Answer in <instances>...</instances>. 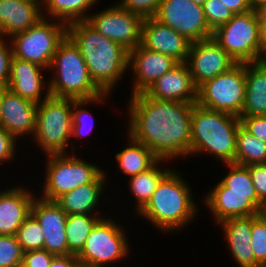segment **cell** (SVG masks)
I'll list each match as a JSON object with an SVG mask.
<instances>
[{
    "label": "cell",
    "mask_w": 266,
    "mask_h": 267,
    "mask_svg": "<svg viewBox=\"0 0 266 267\" xmlns=\"http://www.w3.org/2000/svg\"><path fill=\"white\" fill-rule=\"evenodd\" d=\"M247 167L258 199L266 200V163L251 164Z\"/></svg>",
    "instance_id": "ab89813d"
},
{
    "label": "cell",
    "mask_w": 266,
    "mask_h": 267,
    "mask_svg": "<svg viewBox=\"0 0 266 267\" xmlns=\"http://www.w3.org/2000/svg\"><path fill=\"white\" fill-rule=\"evenodd\" d=\"M195 4L203 6V4L207 1V0H192Z\"/></svg>",
    "instance_id": "f5cc1de1"
},
{
    "label": "cell",
    "mask_w": 266,
    "mask_h": 267,
    "mask_svg": "<svg viewBox=\"0 0 266 267\" xmlns=\"http://www.w3.org/2000/svg\"><path fill=\"white\" fill-rule=\"evenodd\" d=\"M241 126L257 139L266 143V116L239 117Z\"/></svg>",
    "instance_id": "60d3db41"
},
{
    "label": "cell",
    "mask_w": 266,
    "mask_h": 267,
    "mask_svg": "<svg viewBox=\"0 0 266 267\" xmlns=\"http://www.w3.org/2000/svg\"><path fill=\"white\" fill-rule=\"evenodd\" d=\"M177 63L171 56L146 49L141 44L128 51V70L134 74L130 95L145 92Z\"/></svg>",
    "instance_id": "2e32d148"
},
{
    "label": "cell",
    "mask_w": 266,
    "mask_h": 267,
    "mask_svg": "<svg viewBox=\"0 0 266 267\" xmlns=\"http://www.w3.org/2000/svg\"><path fill=\"white\" fill-rule=\"evenodd\" d=\"M175 170L172 168L160 181L150 201L137 214L161 231V234L183 230L199 214L192 188L178 172L179 169Z\"/></svg>",
    "instance_id": "3957f363"
},
{
    "label": "cell",
    "mask_w": 266,
    "mask_h": 267,
    "mask_svg": "<svg viewBox=\"0 0 266 267\" xmlns=\"http://www.w3.org/2000/svg\"><path fill=\"white\" fill-rule=\"evenodd\" d=\"M203 11L212 31L227 23L235 15L221 0H207L203 4Z\"/></svg>",
    "instance_id": "8d00e7d4"
},
{
    "label": "cell",
    "mask_w": 266,
    "mask_h": 267,
    "mask_svg": "<svg viewBox=\"0 0 266 267\" xmlns=\"http://www.w3.org/2000/svg\"><path fill=\"white\" fill-rule=\"evenodd\" d=\"M49 71L51 96L58 98L92 99L104 92L93 82L82 54L66 36L57 47Z\"/></svg>",
    "instance_id": "5b68a950"
},
{
    "label": "cell",
    "mask_w": 266,
    "mask_h": 267,
    "mask_svg": "<svg viewBox=\"0 0 266 267\" xmlns=\"http://www.w3.org/2000/svg\"><path fill=\"white\" fill-rule=\"evenodd\" d=\"M49 267H81L76 255L55 256Z\"/></svg>",
    "instance_id": "ee69618b"
},
{
    "label": "cell",
    "mask_w": 266,
    "mask_h": 267,
    "mask_svg": "<svg viewBox=\"0 0 266 267\" xmlns=\"http://www.w3.org/2000/svg\"><path fill=\"white\" fill-rule=\"evenodd\" d=\"M251 248L255 267H266V224L257 216H252Z\"/></svg>",
    "instance_id": "d590c367"
},
{
    "label": "cell",
    "mask_w": 266,
    "mask_h": 267,
    "mask_svg": "<svg viewBox=\"0 0 266 267\" xmlns=\"http://www.w3.org/2000/svg\"><path fill=\"white\" fill-rule=\"evenodd\" d=\"M225 166L229 171L219 180L225 187V194L257 195L247 166L236 163Z\"/></svg>",
    "instance_id": "d6a6232c"
},
{
    "label": "cell",
    "mask_w": 266,
    "mask_h": 267,
    "mask_svg": "<svg viewBox=\"0 0 266 267\" xmlns=\"http://www.w3.org/2000/svg\"><path fill=\"white\" fill-rule=\"evenodd\" d=\"M72 105L71 98H58L51 95L37 104L36 128L31 140L44 154H69L70 152L67 151L69 145L73 147L72 153L78 150L75 147L76 144L70 141L72 140Z\"/></svg>",
    "instance_id": "8992f818"
},
{
    "label": "cell",
    "mask_w": 266,
    "mask_h": 267,
    "mask_svg": "<svg viewBox=\"0 0 266 267\" xmlns=\"http://www.w3.org/2000/svg\"><path fill=\"white\" fill-rule=\"evenodd\" d=\"M246 93L239 117L266 116V69L259 63H245Z\"/></svg>",
    "instance_id": "484cf974"
},
{
    "label": "cell",
    "mask_w": 266,
    "mask_h": 267,
    "mask_svg": "<svg viewBox=\"0 0 266 267\" xmlns=\"http://www.w3.org/2000/svg\"><path fill=\"white\" fill-rule=\"evenodd\" d=\"M67 37L83 56L93 82L104 92H114L128 71V50L97 32L86 21L67 24Z\"/></svg>",
    "instance_id": "7a4b0ae2"
},
{
    "label": "cell",
    "mask_w": 266,
    "mask_h": 267,
    "mask_svg": "<svg viewBox=\"0 0 266 267\" xmlns=\"http://www.w3.org/2000/svg\"><path fill=\"white\" fill-rule=\"evenodd\" d=\"M261 47H266V22H259Z\"/></svg>",
    "instance_id": "c3c4849f"
},
{
    "label": "cell",
    "mask_w": 266,
    "mask_h": 267,
    "mask_svg": "<svg viewBox=\"0 0 266 267\" xmlns=\"http://www.w3.org/2000/svg\"><path fill=\"white\" fill-rule=\"evenodd\" d=\"M239 116L195 103L191 115V156L210 154L221 163H234Z\"/></svg>",
    "instance_id": "277c9868"
},
{
    "label": "cell",
    "mask_w": 266,
    "mask_h": 267,
    "mask_svg": "<svg viewBox=\"0 0 266 267\" xmlns=\"http://www.w3.org/2000/svg\"><path fill=\"white\" fill-rule=\"evenodd\" d=\"M127 146L116 153L117 167L129 178L151 168L159 158L143 143L127 133Z\"/></svg>",
    "instance_id": "4316f807"
},
{
    "label": "cell",
    "mask_w": 266,
    "mask_h": 267,
    "mask_svg": "<svg viewBox=\"0 0 266 267\" xmlns=\"http://www.w3.org/2000/svg\"><path fill=\"white\" fill-rule=\"evenodd\" d=\"M31 214L36 218L43 232L44 249L55 256L71 255L65 234L68 214L56 201L43 199L36 195Z\"/></svg>",
    "instance_id": "9a60e30c"
},
{
    "label": "cell",
    "mask_w": 266,
    "mask_h": 267,
    "mask_svg": "<svg viewBox=\"0 0 266 267\" xmlns=\"http://www.w3.org/2000/svg\"><path fill=\"white\" fill-rule=\"evenodd\" d=\"M110 93H103L98 97L92 99H73L72 105V139L77 138L83 139L85 136L92 132V128H94V115L90 113L91 111L85 109L88 107L87 105H97L103 104L108 101V97H110ZM84 108V109H83Z\"/></svg>",
    "instance_id": "1f68e13d"
},
{
    "label": "cell",
    "mask_w": 266,
    "mask_h": 267,
    "mask_svg": "<svg viewBox=\"0 0 266 267\" xmlns=\"http://www.w3.org/2000/svg\"><path fill=\"white\" fill-rule=\"evenodd\" d=\"M234 163L244 166L266 163V143L247 132L241 125L237 130Z\"/></svg>",
    "instance_id": "4dcf8cb0"
},
{
    "label": "cell",
    "mask_w": 266,
    "mask_h": 267,
    "mask_svg": "<svg viewBox=\"0 0 266 267\" xmlns=\"http://www.w3.org/2000/svg\"><path fill=\"white\" fill-rule=\"evenodd\" d=\"M154 18L191 42L212 38L203 6L192 0H162Z\"/></svg>",
    "instance_id": "4fadbf2b"
},
{
    "label": "cell",
    "mask_w": 266,
    "mask_h": 267,
    "mask_svg": "<svg viewBox=\"0 0 266 267\" xmlns=\"http://www.w3.org/2000/svg\"><path fill=\"white\" fill-rule=\"evenodd\" d=\"M108 175L102 172L92 183L81 185L60 196L56 202L68 214L99 215L98 207L107 183Z\"/></svg>",
    "instance_id": "cb8c5ba5"
},
{
    "label": "cell",
    "mask_w": 266,
    "mask_h": 267,
    "mask_svg": "<svg viewBox=\"0 0 266 267\" xmlns=\"http://www.w3.org/2000/svg\"><path fill=\"white\" fill-rule=\"evenodd\" d=\"M204 197V207L207 206L215 224L230 218L257 215L261 201L257 195L225 194V187L220 183L214 185Z\"/></svg>",
    "instance_id": "d6986e66"
},
{
    "label": "cell",
    "mask_w": 266,
    "mask_h": 267,
    "mask_svg": "<svg viewBox=\"0 0 266 267\" xmlns=\"http://www.w3.org/2000/svg\"><path fill=\"white\" fill-rule=\"evenodd\" d=\"M229 245L231 256L238 267H255L251 248L252 216L230 218L219 224Z\"/></svg>",
    "instance_id": "d4e9b609"
},
{
    "label": "cell",
    "mask_w": 266,
    "mask_h": 267,
    "mask_svg": "<svg viewBox=\"0 0 266 267\" xmlns=\"http://www.w3.org/2000/svg\"><path fill=\"white\" fill-rule=\"evenodd\" d=\"M258 22H266V4L259 5L254 9Z\"/></svg>",
    "instance_id": "bcb514c9"
},
{
    "label": "cell",
    "mask_w": 266,
    "mask_h": 267,
    "mask_svg": "<svg viewBox=\"0 0 266 267\" xmlns=\"http://www.w3.org/2000/svg\"><path fill=\"white\" fill-rule=\"evenodd\" d=\"M17 143H19L9 132L0 126V164L15 160L17 154Z\"/></svg>",
    "instance_id": "f35d334b"
},
{
    "label": "cell",
    "mask_w": 266,
    "mask_h": 267,
    "mask_svg": "<svg viewBox=\"0 0 266 267\" xmlns=\"http://www.w3.org/2000/svg\"><path fill=\"white\" fill-rule=\"evenodd\" d=\"M100 0H41L43 16L66 24L86 21L92 6ZM45 7V8H44ZM87 12V13H86Z\"/></svg>",
    "instance_id": "f1b7e54d"
},
{
    "label": "cell",
    "mask_w": 266,
    "mask_h": 267,
    "mask_svg": "<svg viewBox=\"0 0 266 267\" xmlns=\"http://www.w3.org/2000/svg\"><path fill=\"white\" fill-rule=\"evenodd\" d=\"M7 90H8L7 85L0 84V119H1L2 101L4 98V94Z\"/></svg>",
    "instance_id": "816d5d0a"
},
{
    "label": "cell",
    "mask_w": 266,
    "mask_h": 267,
    "mask_svg": "<svg viewBox=\"0 0 266 267\" xmlns=\"http://www.w3.org/2000/svg\"><path fill=\"white\" fill-rule=\"evenodd\" d=\"M75 154H50L45 157V181L41 194H38L40 197L56 201L63 194L81 185L92 183L106 171Z\"/></svg>",
    "instance_id": "52a82bcc"
},
{
    "label": "cell",
    "mask_w": 266,
    "mask_h": 267,
    "mask_svg": "<svg viewBox=\"0 0 266 267\" xmlns=\"http://www.w3.org/2000/svg\"><path fill=\"white\" fill-rule=\"evenodd\" d=\"M54 257L45 249L27 251L23 253L21 267H49Z\"/></svg>",
    "instance_id": "b9f144b4"
},
{
    "label": "cell",
    "mask_w": 266,
    "mask_h": 267,
    "mask_svg": "<svg viewBox=\"0 0 266 267\" xmlns=\"http://www.w3.org/2000/svg\"><path fill=\"white\" fill-rule=\"evenodd\" d=\"M162 0H119L117 3L122 9L140 15L143 19L154 17Z\"/></svg>",
    "instance_id": "74e56055"
},
{
    "label": "cell",
    "mask_w": 266,
    "mask_h": 267,
    "mask_svg": "<svg viewBox=\"0 0 266 267\" xmlns=\"http://www.w3.org/2000/svg\"><path fill=\"white\" fill-rule=\"evenodd\" d=\"M37 104L11 92H5L2 101L0 126L17 141L23 137L33 138L36 128Z\"/></svg>",
    "instance_id": "44dd1931"
},
{
    "label": "cell",
    "mask_w": 266,
    "mask_h": 267,
    "mask_svg": "<svg viewBox=\"0 0 266 267\" xmlns=\"http://www.w3.org/2000/svg\"><path fill=\"white\" fill-rule=\"evenodd\" d=\"M141 45L149 50L171 56L177 62H186L191 41L154 17L142 23Z\"/></svg>",
    "instance_id": "e0dca14e"
},
{
    "label": "cell",
    "mask_w": 266,
    "mask_h": 267,
    "mask_svg": "<svg viewBox=\"0 0 266 267\" xmlns=\"http://www.w3.org/2000/svg\"><path fill=\"white\" fill-rule=\"evenodd\" d=\"M158 100L195 104L197 87L186 62H178L169 72L158 78L145 92Z\"/></svg>",
    "instance_id": "ffe728a7"
},
{
    "label": "cell",
    "mask_w": 266,
    "mask_h": 267,
    "mask_svg": "<svg viewBox=\"0 0 266 267\" xmlns=\"http://www.w3.org/2000/svg\"><path fill=\"white\" fill-rule=\"evenodd\" d=\"M113 217L102 218L91 230L85 245L77 255L81 266L107 267L127 260L131 253L126 230ZM112 263V264H111ZM107 265V266H106Z\"/></svg>",
    "instance_id": "ba28073f"
},
{
    "label": "cell",
    "mask_w": 266,
    "mask_h": 267,
    "mask_svg": "<svg viewBox=\"0 0 266 267\" xmlns=\"http://www.w3.org/2000/svg\"><path fill=\"white\" fill-rule=\"evenodd\" d=\"M166 161L167 160L159 159L148 170L127 179V181L129 180L127 183L129 184L128 188H130L129 191L132 193L136 202L134 204L135 215L146 206L160 181L172 170L170 169L172 167H162L161 164L166 163Z\"/></svg>",
    "instance_id": "83f0119b"
},
{
    "label": "cell",
    "mask_w": 266,
    "mask_h": 267,
    "mask_svg": "<svg viewBox=\"0 0 266 267\" xmlns=\"http://www.w3.org/2000/svg\"><path fill=\"white\" fill-rule=\"evenodd\" d=\"M105 215H68L65 225L66 240L68 243V250L71 255H78L85 245L86 239L91 233L94 226Z\"/></svg>",
    "instance_id": "f546056e"
},
{
    "label": "cell",
    "mask_w": 266,
    "mask_h": 267,
    "mask_svg": "<svg viewBox=\"0 0 266 267\" xmlns=\"http://www.w3.org/2000/svg\"><path fill=\"white\" fill-rule=\"evenodd\" d=\"M234 14H243L251 10L248 0H221Z\"/></svg>",
    "instance_id": "f6af8a7d"
},
{
    "label": "cell",
    "mask_w": 266,
    "mask_h": 267,
    "mask_svg": "<svg viewBox=\"0 0 266 267\" xmlns=\"http://www.w3.org/2000/svg\"><path fill=\"white\" fill-rule=\"evenodd\" d=\"M45 69L36 63L12 56L10 76L7 83L8 89L36 104L42 102L50 96L49 81L44 79ZM43 90H46V93Z\"/></svg>",
    "instance_id": "ac0fdd59"
},
{
    "label": "cell",
    "mask_w": 266,
    "mask_h": 267,
    "mask_svg": "<svg viewBox=\"0 0 266 267\" xmlns=\"http://www.w3.org/2000/svg\"><path fill=\"white\" fill-rule=\"evenodd\" d=\"M19 185L0 191V235H16L19 227L31 214V206L37 193L20 183Z\"/></svg>",
    "instance_id": "603a6c76"
},
{
    "label": "cell",
    "mask_w": 266,
    "mask_h": 267,
    "mask_svg": "<svg viewBox=\"0 0 266 267\" xmlns=\"http://www.w3.org/2000/svg\"><path fill=\"white\" fill-rule=\"evenodd\" d=\"M23 253L16 235H0V267H21Z\"/></svg>",
    "instance_id": "e575fe53"
},
{
    "label": "cell",
    "mask_w": 266,
    "mask_h": 267,
    "mask_svg": "<svg viewBox=\"0 0 266 267\" xmlns=\"http://www.w3.org/2000/svg\"><path fill=\"white\" fill-rule=\"evenodd\" d=\"M212 38L236 63L259 60L262 47L259 22L254 10L235 14L227 23L213 31Z\"/></svg>",
    "instance_id": "30bf717a"
},
{
    "label": "cell",
    "mask_w": 266,
    "mask_h": 267,
    "mask_svg": "<svg viewBox=\"0 0 266 267\" xmlns=\"http://www.w3.org/2000/svg\"><path fill=\"white\" fill-rule=\"evenodd\" d=\"M43 18L41 0H0V37L25 32Z\"/></svg>",
    "instance_id": "7402d4cb"
},
{
    "label": "cell",
    "mask_w": 266,
    "mask_h": 267,
    "mask_svg": "<svg viewBox=\"0 0 266 267\" xmlns=\"http://www.w3.org/2000/svg\"><path fill=\"white\" fill-rule=\"evenodd\" d=\"M12 48L9 39L0 37V84L7 85L10 76Z\"/></svg>",
    "instance_id": "7bdbcfd3"
},
{
    "label": "cell",
    "mask_w": 266,
    "mask_h": 267,
    "mask_svg": "<svg viewBox=\"0 0 266 267\" xmlns=\"http://www.w3.org/2000/svg\"><path fill=\"white\" fill-rule=\"evenodd\" d=\"M264 69H266V47L262 48L258 62Z\"/></svg>",
    "instance_id": "681fc988"
},
{
    "label": "cell",
    "mask_w": 266,
    "mask_h": 267,
    "mask_svg": "<svg viewBox=\"0 0 266 267\" xmlns=\"http://www.w3.org/2000/svg\"><path fill=\"white\" fill-rule=\"evenodd\" d=\"M143 18L122 9L117 3L90 13L86 22L111 41L121 44L128 51L141 44Z\"/></svg>",
    "instance_id": "7c38bea8"
},
{
    "label": "cell",
    "mask_w": 266,
    "mask_h": 267,
    "mask_svg": "<svg viewBox=\"0 0 266 267\" xmlns=\"http://www.w3.org/2000/svg\"><path fill=\"white\" fill-rule=\"evenodd\" d=\"M127 104L129 128L126 131L136 141L143 143L159 159L171 161L191 157L194 104L153 99L144 92L130 95Z\"/></svg>",
    "instance_id": "6da1fadb"
},
{
    "label": "cell",
    "mask_w": 266,
    "mask_h": 267,
    "mask_svg": "<svg viewBox=\"0 0 266 267\" xmlns=\"http://www.w3.org/2000/svg\"><path fill=\"white\" fill-rule=\"evenodd\" d=\"M257 216L266 224V200L261 201L259 204Z\"/></svg>",
    "instance_id": "7dc6e473"
},
{
    "label": "cell",
    "mask_w": 266,
    "mask_h": 267,
    "mask_svg": "<svg viewBox=\"0 0 266 267\" xmlns=\"http://www.w3.org/2000/svg\"><path fill=\"white\" fill-rule=\"evenodd\" d=\"M245 93V63H236L227 72L200 85L196 103L210 110L240 116Z\"/></svg>",
    "instance_id": "8fae6325"
},
{
    "label": "cell",
    "mask_w": 266,
    "mask_h": 267,
    "mask_svg": "<svg viewBox=\"0 0 266 267\" xmlns=\"http://www.w3.org/2000/svg\"><path fill=\"white\" fill-rule=\"evenodd\" d=\"M195 86L227 72L236 62L213 39L191 42L186 60Z\"/></svg>",
    "instance_id": "5bb4252c"
},
{
    "label": "cell",
    "mask_w": 266,
    "mask_h": 267,
    "mask_svg": "<svg viewBox=\"0 0 266 267\" xmlns=\"http://www.w3.org/2000/svg\"><path fill=\"white\" fill-rule=\"evenodd\" d=\"M251 10H254L259 5L266 4V0H248Z\"/></svg>",
    "instance_id": "f907efd6"
},
{
    "label": "cell",
    "mask_w": 266,
    "mask_h": 267,
    "mask_svg": "<svg viewBox=\"0 0 266 267\" xmlns=\"http://www.w3.org/2000/svg\"><path fill=\"white\" fill-rule=\"evenodd\" d=\"M66 36V23L43 18L37 25L9 38L12 55L36 63L48 72L57 47Z\"/></svg>",
    "instance_id": "9c48e42d"
},
{
    "label": "cell",
    "mask_w": 266,
    "mask_h": 267,
    "mask_svg": "<svg viewBox=\"0 0 266 267\" xmlns=\"http://www.w3.org/2000/svg\"><path fill=\"white\" fill-rule=\"evenodd\" d=\"M16 237L24 252L44 249L42 229L32 214L19 227Z\"/></svg>",
    "instance_id": "836d02e7"
}]
</instances>
